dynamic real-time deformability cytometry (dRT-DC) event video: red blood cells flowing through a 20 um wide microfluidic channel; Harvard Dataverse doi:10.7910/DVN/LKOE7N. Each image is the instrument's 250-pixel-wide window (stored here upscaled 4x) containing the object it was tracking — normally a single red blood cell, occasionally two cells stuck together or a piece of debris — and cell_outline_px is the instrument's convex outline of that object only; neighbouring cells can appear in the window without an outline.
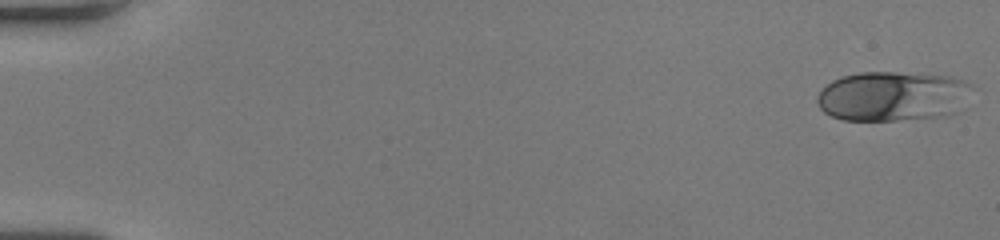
{"species": "human", "species_latin": "Homo sapiens", "temperature_condition": "room temperature", "stored_images_in_passage": 52, "camera_frame_rate_fps": 3000, "um_per_image_px": 0.085, "donor": {"sex": "female"}, "frame": {"image": 1, "passage_image": 1, "time_ms": 0.0, "image_size_px": [1000, 240], "cell_outline_px": [[968, 84], [956, 112], [948, 116], [896, 120], [844, 120], [832, 116], [824, 112], [820, 108], [816, 100], [816, 96], [832, 80], [840, 76], [860, 72], [896, 72], [948, 76], [960, 80]], "centroid_in_image_um": [75.74, 8.18], "position_along_channel_um": 9.3, "area_um2": 44.1}}
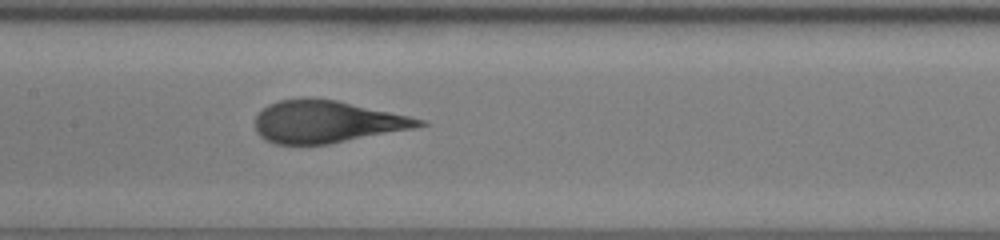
{"frame": {"image": 2, "passage_image": 27, "time_ms": 8.667, "image_size_px": [1000, 240], "cell_outline_px": [[428, 124], [412, 128], [328, 144], [276, 144], [264, 140], [256, 132], [256, 116], [268, 104], [280, 100], [336, 100], [428, 120]], "centroid_in_image_um": [27.77, 10.37], "position_along_channel_um": 179.6, "area_um2": 39.42}}
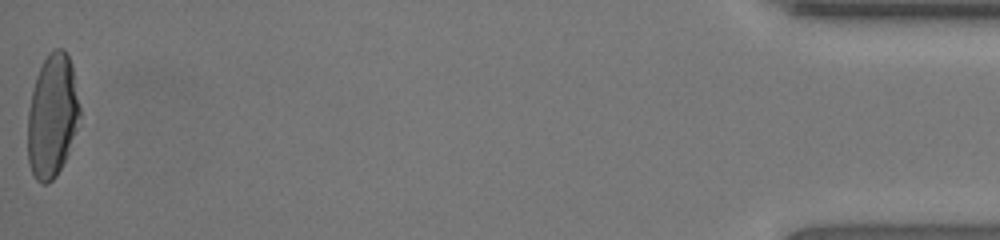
{"frame": {"image": 3, "passage_image": 52, "time_ms": 17.0, "image_size_px": [1000, 240], "cell_outline_px": [[80, 116], [68, 152], [56, 176], [48, 184], [40, 184], [36, 180], [28, 164], [28, 108], [36, 76], [48, 52], [56, 48], [64, 48], [72, 64], [80, 108]], "centroid_in_image_um": [4.43, 9.85], "position_along_channel_um": 430.8, "area_um2": 37.34}, "authors_computed_cell_mechanics": {"area_um2": 41.1536, "velocity_mm_per_s": 4.1081, "shape_relaxation_time_tau1_ms": 4.972, "shape_relaxation_time_tau2_ms": null, "deformation_change_tau1": 0.2067, "deformation_change_tau2": null}}